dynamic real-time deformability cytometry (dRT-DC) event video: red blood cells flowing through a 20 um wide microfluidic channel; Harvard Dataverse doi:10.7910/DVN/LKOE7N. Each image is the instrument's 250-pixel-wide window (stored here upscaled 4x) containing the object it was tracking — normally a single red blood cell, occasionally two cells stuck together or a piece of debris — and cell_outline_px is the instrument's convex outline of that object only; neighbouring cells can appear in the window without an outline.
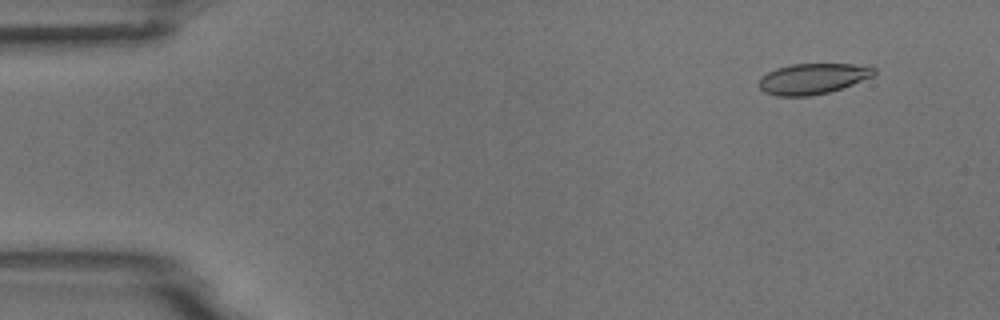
{"species": "common noctule bat (a hibernating species)", "species_latin": "Nyctalus noctula", "temperature_condition": "room temperature", "stored_images_in_passage": 5, "camera_frame_rate_fps": 3000, "um_per_image_px": 0.085, "animal": {"sex": "male", "body_mass_g": 18.8}, "frame": {"image": 1, "passage_image": 2, "time_ms": 1.333, "image_size_px": [1000, 320], "cell_outline_px": [[876, 72], [872, 76], [852, 84], [828, 92], [808, 96], [776, 96], [764, 92], [756, 84], [760, 76], [776, 68], [792, 64], [868, 64], [876, 68]], "centroid_in_image_um": [69.06, 6.68], "position_along_channel_um": 15.9, "area_um2": 20.75}}
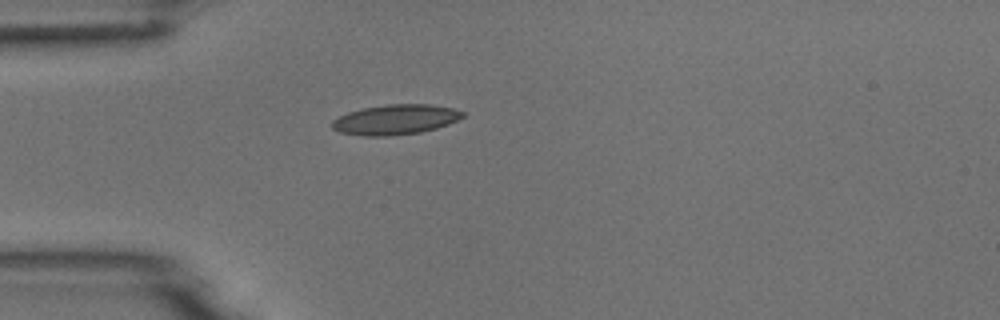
{"frame": {"image": 2, "passage_image": 5, "time_ms": 4.667, "image_size_px": [1000, 320], "cell_outline_px": [[464, 116], [448, 124], [436, 128], [420, 132], [392, 136], [364, 136], [340, 132], [332, 128], [332, 120], [348, 112], [364, 108], [388, 104], [432, 104], [452, 108], [464, 112]], "centroid_in_image_um": [33.61, 10.16], "position_along_channel_um": 51.4, "area_um2": 22.77}}